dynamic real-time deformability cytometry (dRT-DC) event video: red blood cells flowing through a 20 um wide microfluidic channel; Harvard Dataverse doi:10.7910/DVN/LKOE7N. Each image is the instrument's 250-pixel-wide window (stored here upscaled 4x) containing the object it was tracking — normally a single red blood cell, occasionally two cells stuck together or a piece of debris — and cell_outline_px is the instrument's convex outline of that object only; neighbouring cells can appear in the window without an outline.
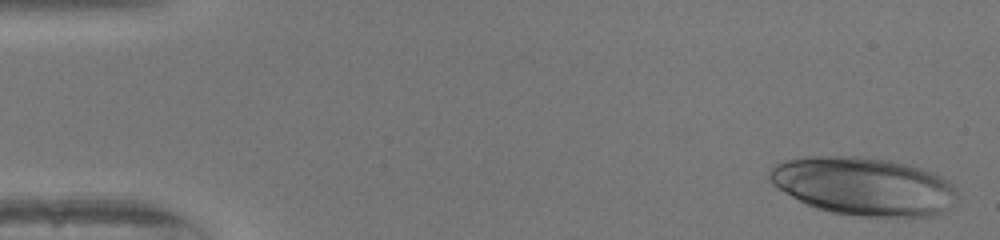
{"species": "human", "species_latin": "Homo sapiens", "temperature_condition": "warm", "stored_images_in_passage": 51, "camera_frame_rate_fps": 3000, "um_per_image_px": 0.085, "donor": {"sex": "female"}, "frame": {"image": 1, "passage_image": 2, "time_ms": 0.333, "image_size_px": [1000, 240], "cell_outline_px": [[952, 192], [940, 212], [920, 216], [864, 216], [832, 212], [816, 208], [792, 196], [772, 184], [768, 176], [772, 168], [776, 164], [784, 160], [812, 156], [860, 156], [892, 160], [908, 164], [920, 168], [940, 176], [948, 180], [952, 184]], "centroid_in_image_um": [73.28, 15.79], "position_along_channel_um": 11.7, "area_um2": 62.02}}
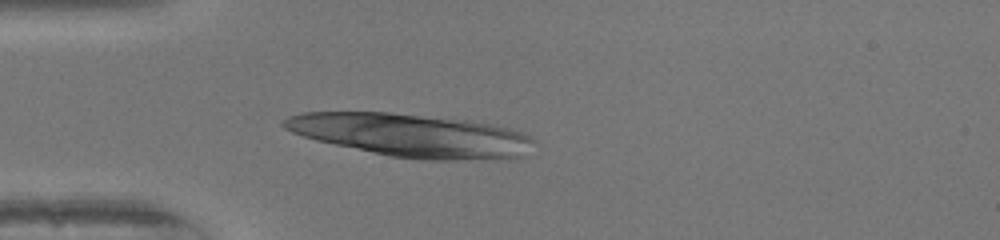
{"frame": {"image": 2, "passage_image": 14, "time_ms": 4.333, "image_size_px": [1000, 240], "cell_outline_px": [[532, 140], [520, 156], [456, 160], [432, 160], [392, 156], [372, 152], [316, 140], [292, 132], [284, 128], [280, 124], [288, 116], [304, 112], [388, 112], [468, 120], [492, 124], [524, 132]], "centroid_in_image_um": [34.87, 11.47], "position_along_channel_um": 50.1, "area_um2": 61.61}}
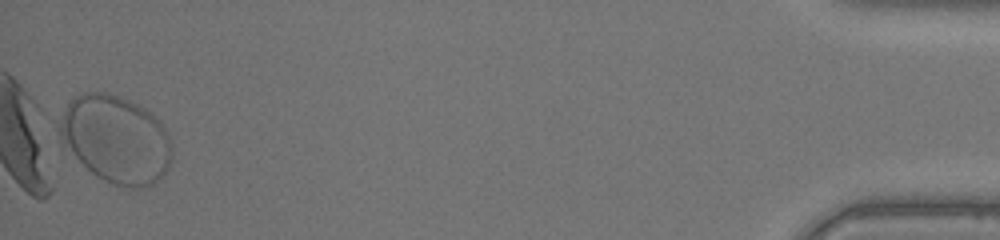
{"frame": {"image": 3, "passage_image": 51, "time_ms": 16.667, "image_size_px": [1000, 240], "cell_outline_px": [[172, 152], [168, 168], [152, 184], [140, 188], [120, 188], [104, 180], [92, 172], [60, 148], [56, 128], [68, 104], [76, 96], [84, 92], [108, 92], [120, 96], [144, 108], [160, 120], [168, 136], [172, 148]], "centroid_in_image_um": [9.77, 11.85], "position_along_channel_um": 425.4, "area_um2": 58.03}}